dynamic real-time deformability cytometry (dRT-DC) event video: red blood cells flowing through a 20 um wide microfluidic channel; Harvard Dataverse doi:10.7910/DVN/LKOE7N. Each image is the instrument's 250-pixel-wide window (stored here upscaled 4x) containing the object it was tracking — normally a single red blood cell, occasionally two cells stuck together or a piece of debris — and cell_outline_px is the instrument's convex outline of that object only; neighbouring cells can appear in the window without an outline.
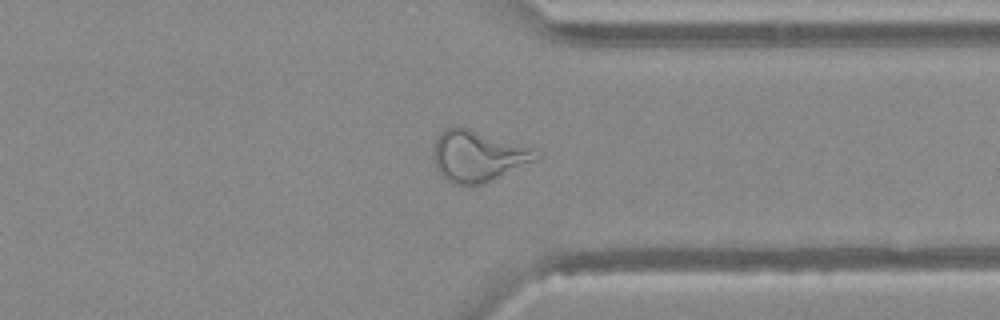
{"species": "Egyptian fruit bat (a non-hibernating species)", "species_latin": "Rousettus aegyptiacus", "temperature_condition": "warm", "stored_images_in_passage": 47, "camera_frame_rate_fps": 3000, "um_per_image_px": 0.085, "animal": {"sex": "female"}, "frame": {"image": 1, "passage_image": 35, "time_ms": 11.333, "image_size_px": [1000, 320], "cell_outline_px": [[540, 156], [484, 184], [468, 188], [456, 184], [448, 180], [436, 168], [432, 152], [436, 140], [440, 132], [444, 128], [468, 128], [540, 148]], "centroid_in_image_um": [40.64, 13.26], "position_along_channel_um": 370.8, "area_um2": 30.75}}
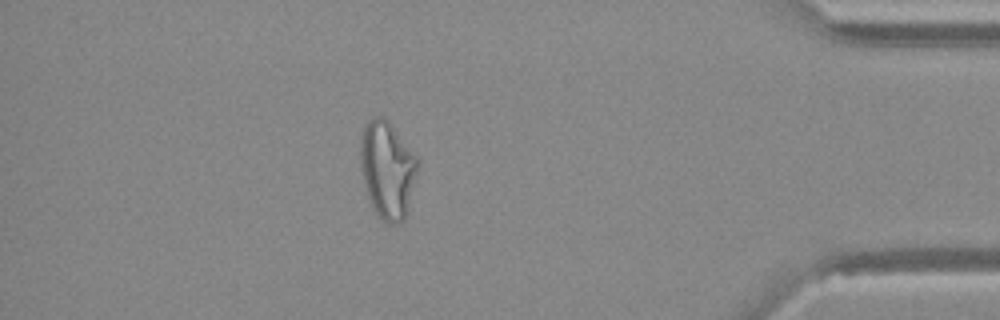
{"frame": {"image": 2, "passage_image": 40, "time_ms": 13.0, "image_size_px": [1000, 320], "cell_outline_px": [[420, 160], [408, 212], [404, 220], [400, 224], [388, 224], [380, 220], [372, 208], [368, 200], [360, 164], [360, 140], [364, 128], [368, 120], [372, 116], [384, 116], [388, 120]], "centroid_in_image_um": [32.94, 14.46], "position_along_channel_um": 402.3, "area_um2": 33.12}}